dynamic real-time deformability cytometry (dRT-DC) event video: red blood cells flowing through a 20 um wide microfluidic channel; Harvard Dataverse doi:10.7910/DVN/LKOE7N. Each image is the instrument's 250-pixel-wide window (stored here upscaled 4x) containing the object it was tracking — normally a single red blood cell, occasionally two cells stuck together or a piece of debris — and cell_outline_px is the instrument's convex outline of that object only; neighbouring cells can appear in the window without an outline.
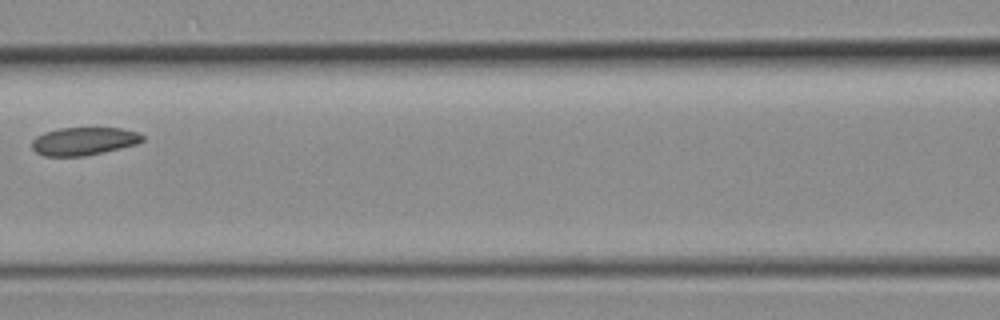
{"species": "common noctule bat (a hibernating species)", "species_latin": "Nyctalus noctula", "temperature_condition": "room temperature", "stored_images_in_passage": 6, "camera_frame_rate_fps": 3000, "um_per_image_px": 0.085, "animal": {"sex": "female", "body_mass_g": 19.3, "forearm_length_mm": 54.1}, "frame": {"image": 1, "passage_image": 6, "time_ms": 1.667, "image_size_px": [1000, 320], "cell_outline_px": [[144, 140], [136, 144], [104, 152], [84, 156], [44, 156], [36, 152], [32, 148], [32, 140], [36, 136], [44, 132], [60, 128], [120, 128], [140, 132], [144, 136]], "centroid_in_image_um": [7.13, 12.0], "position_along_channel_um": 159.5, "area_um2": 18.09}}